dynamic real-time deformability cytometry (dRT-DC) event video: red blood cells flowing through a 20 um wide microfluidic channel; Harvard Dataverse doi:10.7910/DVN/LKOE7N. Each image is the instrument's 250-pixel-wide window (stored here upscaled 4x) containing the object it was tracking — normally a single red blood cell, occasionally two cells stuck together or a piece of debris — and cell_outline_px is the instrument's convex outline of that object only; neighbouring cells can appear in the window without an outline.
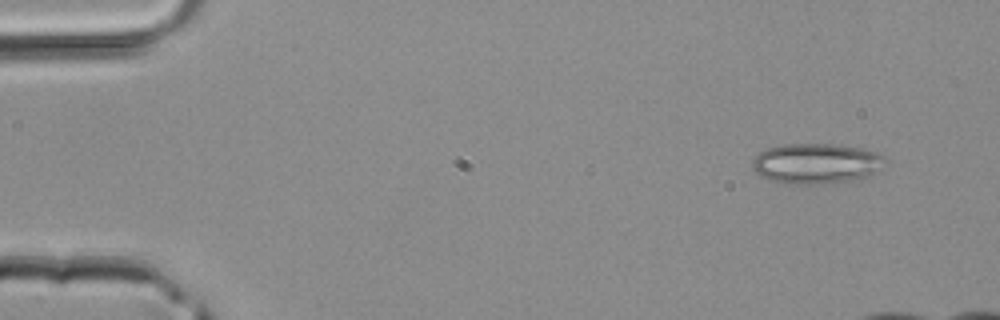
{"species": "common noctule bat (a hibernating species)", "species_latin": "Nyctalus noctula", "temperature_condition": "room temperature", "stored_images_in_passage": 35, "camera_frame_rate_fps": 3000, "um_per_image_px": 0.085, "animal": {"sex": "male", "body_mass_g": 20.4}, "frame": {"image": 1, "passage_image": 1, "time_ms": 0.0, "image_size_px": [1000, 320], "cell_outline_px": [[884, 160], [868, 176], [852, 180], [824, 184], [784, 184], [768, 180], [760, 176], [752, 168], [752, 160], [760, 152], [768, 148], [784, 144], [836, 144], [860, 148], [876, 152], [884, 156]], "centroid_in_image_um": [69.29, 13.9], "position_along_channel_um": 15.7, "area_um2": 31.04}}
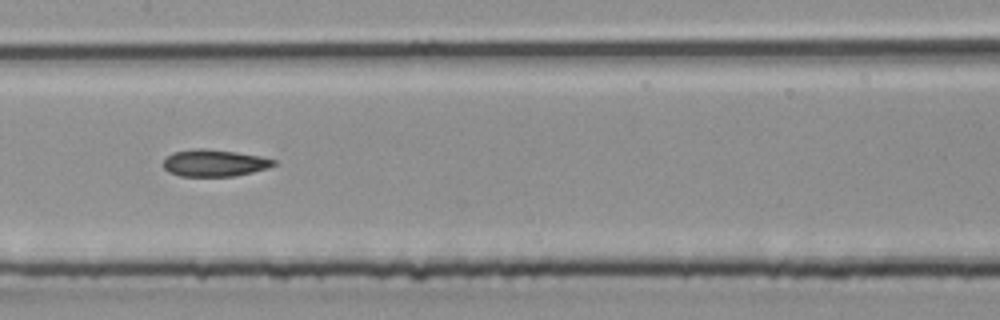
{"frame": {"image": 2, "passage_image": 19, "time_ms": 6.0, "image_size_px": [1000, 320], "cell_outline_px": [[276, 164], [268, 168], [252, 172], [232, 176], [180, 176], [168, 172], [164, 168], [164, 160], [172, 152], [196, 148], [208, 148], [236, 152], [260, 156], [276, 160]], "centroid_in_image_um": [18.21, 13.84], "position_along_channel_um": 189.2, "area_um2": 17.34}}
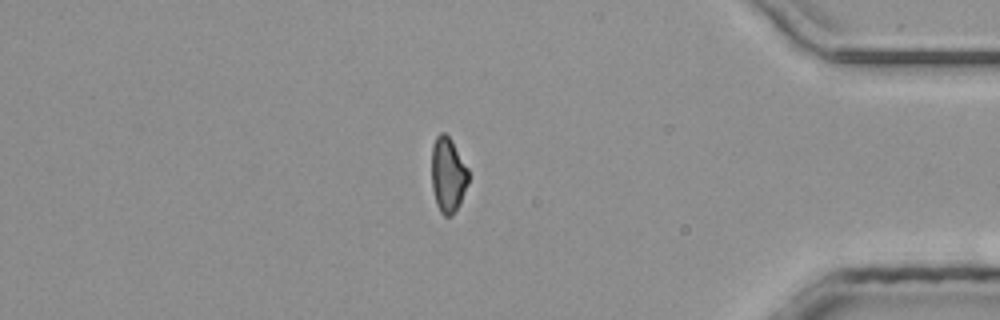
{"frame": {"image": 3, "passage_image": 34, "time_ms": 11.0, "image_size_px": [1000, 320], "cell_outline_px": [[468, 184], [460, 204], [452, 216], [444, 216], [440, 212], [436, 204], [432, 188], [432, 144], [436, 136], [440, 132], [444, 132], [452, 140], [468, 168]], "centroid_in_image_um": [38.08, 14.86], "position_along_channel_um": 397.1, "area_um2": 16.3}}